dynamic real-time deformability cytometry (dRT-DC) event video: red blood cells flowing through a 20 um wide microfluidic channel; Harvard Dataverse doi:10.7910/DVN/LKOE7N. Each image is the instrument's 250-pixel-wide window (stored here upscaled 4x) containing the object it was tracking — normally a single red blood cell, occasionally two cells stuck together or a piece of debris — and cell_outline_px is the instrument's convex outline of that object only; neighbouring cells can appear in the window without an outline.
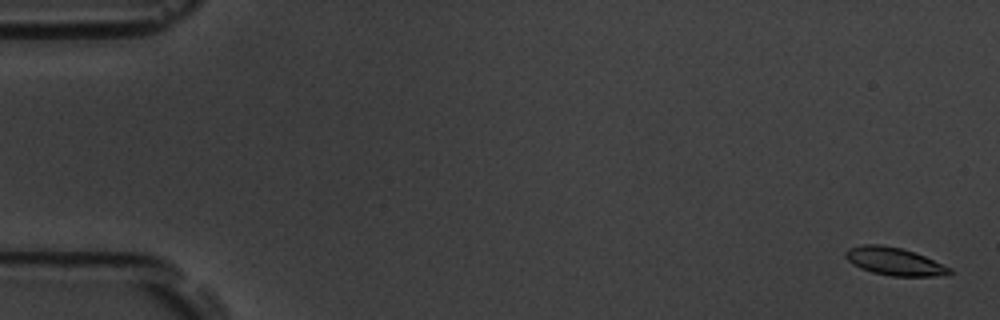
{"species": "common noctule bat (a hibernating species)", "species_latin": "Nyctalus noctula", "temperature_condition": "room temperature", "stored_images_in_passage": 59, "camera_frame_rate_fps": 3000, "um_per_image_px": 0.085, "animal": {"sex": "male", "body_mass_g": 19.5, "forearm_length_mm": 54.6}, "frame": {"image": 1, "passage_image": 2, "time_ms": 0.333, "image_size_px": [1000, 320], "cell_outline_px": [[952, 272], [948, 276], [892, 276], [872, 272], [860, 268], [852, 264], [844, 256], [844, 252], [848, 248], [864, 244], [880, 244], [900, 248], [924, 256], [952, 268]], "centroid_in_image_um": [76.02, 22.23], "position_along_channel_um": 9.0, "area_um2": 16.88}}
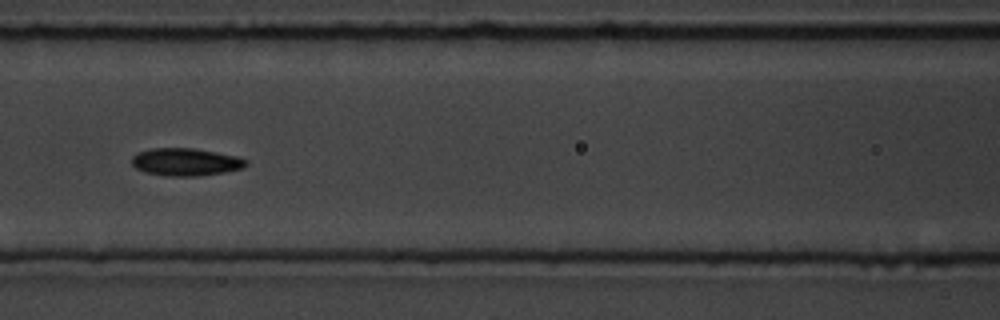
{"frame": {"image": 2, "passage_image": 26, "time_ms": 8.333, "image_size_px": [1000, 320], "cell_outline_px": [[248, 164], [244, 168], [224, 172], [200, 176], [168, 176], [144, 172], [136, 168], [132, 164], [132, 156], [136, 152], [152, 148], [192, 148], [216, 152], [236, 156], [248, 160]], "centroid_in_image_um": [15.78, 13.77], "position_along_channel_um": 150.8, "area_um2": 18.5}}
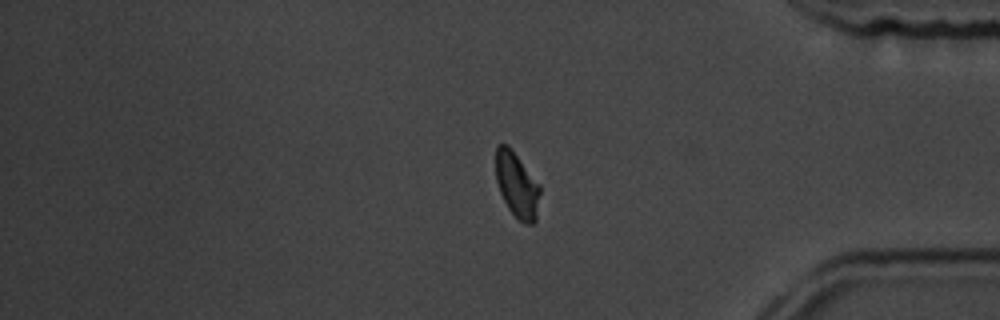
{"frame": {"image": 3, "passage_image": 48, "time_ms": 15.667, "image_size_px": [1000, 320], "cell_outline_px": [[540, 192], [536, 220], [532, 224], [528, 224], [520, 220], [508, 208], [500, 192], [496, 180], [496, 144], [508, 144], [540, 184]], "centroid_in_image_um": [43.94, 15.69], "position_along_channel_um": 391.3, "area_um2": 16.76}, "authors_computed_cell_mechanics": {"area_um2": 17.34, "velocity_mm_per_s": 3.5995, "shape_relaxation_time_tau1_ms": 2.8076, "shape_relaxation_time_tau2_ms": 4.26, "deformation_change_tau1": 0.1121, "deformation_change_tau2": 0.0839}}